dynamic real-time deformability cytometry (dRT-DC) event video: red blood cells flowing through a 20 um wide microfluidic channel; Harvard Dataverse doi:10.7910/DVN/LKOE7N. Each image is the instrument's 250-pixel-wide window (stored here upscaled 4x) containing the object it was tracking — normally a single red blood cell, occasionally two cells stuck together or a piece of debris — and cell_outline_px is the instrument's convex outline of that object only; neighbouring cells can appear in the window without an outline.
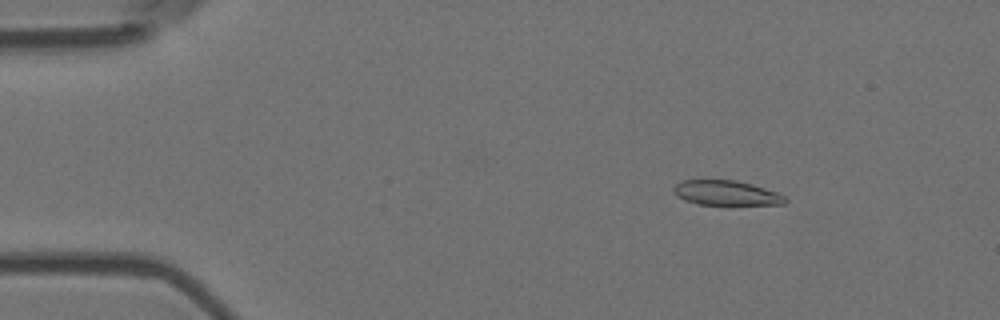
{"species": "Egyptian fruit bat (a non-hibernating species)", "species_latin": "Rousettus aegyptiacus", "temperature_condition": "room temperature", "stored_images_in_passage": 55, "camera_frame_rate_fps": 3000, "um_per_image_px": 0.085, "animal": {"sex": "female"}, "frame": {"image": 1, "passage_image": 8, "time_ms": 2.333, "image_size_px": [1000, 320], "cell_outline_px": [[788, 200], [784, 204], [696, 204], [684, 200], [676, 196], [672, 188], [680, 180], [732, 180], [752, 184], [776, 192], [784, 196]], "centroid_in_image_um": [61.68, 16.39], "position_along_channel_um": 23.3, "area_um2": 15.95}}
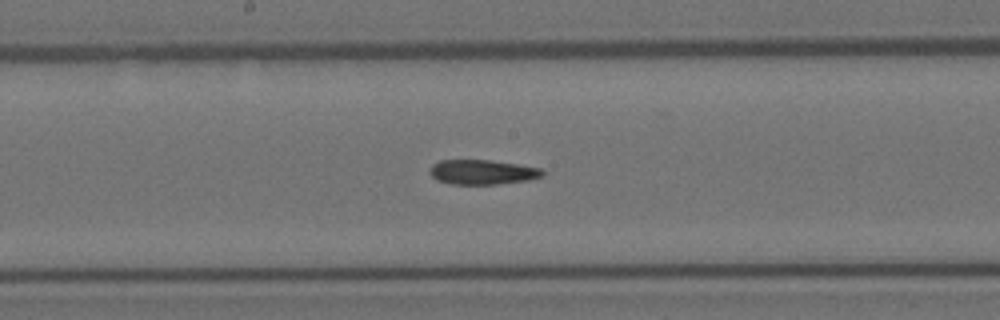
{"frame": {"image": 2, "passage_image": 29, "time_ms": 9.333, "image_size_px": [1000, 320], "cell_outline_px": [[544, 176], [528, 180], [496, 184], [452, 184], [436, 180], [428, 172], [432, 164], [440, 160], [488, 160], [516, 164], [540, 168], [544, 172]], "centroid_in_image_um": [40.97, 14.63], "position_along_channel_um": 207.2, "area_um2": 16.18}}
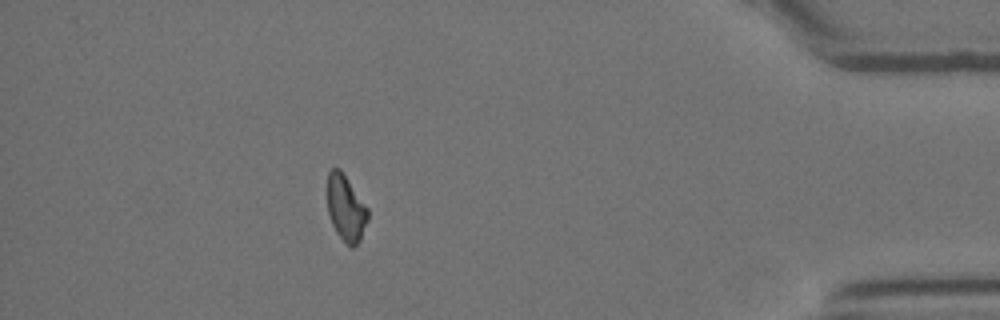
{"frame": {"image": 3, "passage_image": 49, "time_ms": 16.0, "image_size_px": [1000, 320], "cell_outline_px": [[368, 220], [360, 240], [352, 248], [348, 248], [336, 232], [332, 224], [328, 212], [328, 172], [332, 168], [340, 168], [368, 208]], "centroid_in_image_um": [29.4, 17.72], "position_along_channel_um": 405.8, "area_um2": 15.61}, "authors_computed_cell_mechanics": {"area_um2": 16.9354, "velocity_mm_per_s": 3.7064, "shape_relaxation_time_tau1_ms": null, "shape_relaxation_time_tau2_ms": 5.1175, "deformation_change_tau1": null, "deformation_change_tau2": 0.0946}}